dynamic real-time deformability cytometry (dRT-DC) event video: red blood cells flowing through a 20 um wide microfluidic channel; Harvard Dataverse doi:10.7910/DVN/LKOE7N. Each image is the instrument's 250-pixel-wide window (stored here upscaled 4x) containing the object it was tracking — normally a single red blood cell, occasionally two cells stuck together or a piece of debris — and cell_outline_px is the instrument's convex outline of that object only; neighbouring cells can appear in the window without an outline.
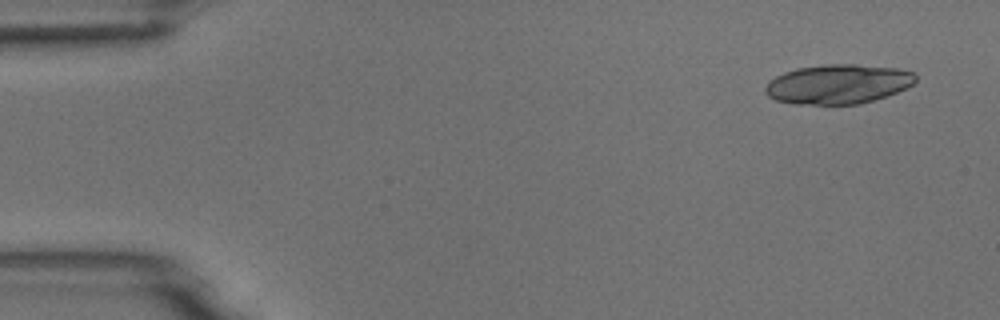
{"species": "common noctule bat (a hibernating species)", "species_latin": "Nyctalus noctula", "temperature_condition": "room temperature", "stored_images_in_passage": 5, "camera_frame_rate_fps": 3000, "um_per_image_px": 0.085, "animal": {"sex": "male", "body_mass_g": 18.8}, "frame": {"image": 1, "passage_image": 1, "time_ms": 0.0, "image_size_px": [1000, 320], "cell_outline_px": [[916, 80], [912, 84], [896, 92], [872, 100], [856, 104], [796, 104], [776, 100], [768, 96], [764, 92], [764, 88], [776, 76], [784, 72], [796, 68], [824, 64], [856, 64], [896, 68], [912, 72], [916, 76]], "centroid_in_image_um": [71.2, 7.14], "position_along_channel_um": 13.8, "area_um2": 34.28}}
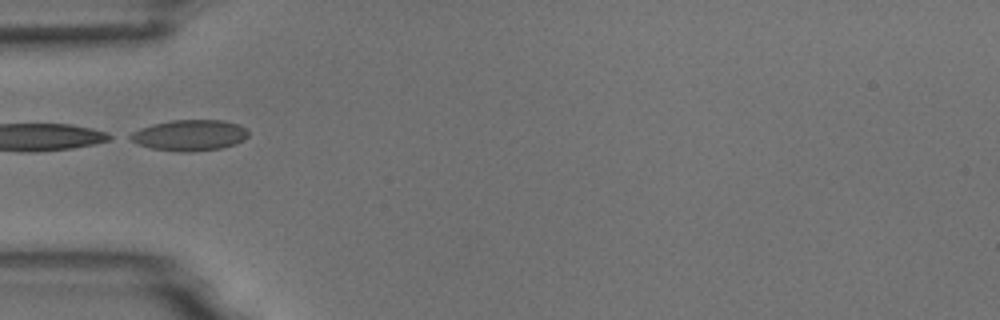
{"frame": {"image": 2, "passage_image": 5, "time_ms": 1.333, "image_size_px": [1000, 320], "cell_outline_px": [[248, 136], [244, 140], [236, 144], [220, 148], [192, 152], [180, 152], [152, 148], [140, 144], [124, 136], [140, 128], [152, 124], [172, 120], [224, 120], [240, 124], [248, 132]], "centroid_in_image_um": [16.12, 11.49], "position_along_channel_um": 68.9, "area_um2": 21.39}}